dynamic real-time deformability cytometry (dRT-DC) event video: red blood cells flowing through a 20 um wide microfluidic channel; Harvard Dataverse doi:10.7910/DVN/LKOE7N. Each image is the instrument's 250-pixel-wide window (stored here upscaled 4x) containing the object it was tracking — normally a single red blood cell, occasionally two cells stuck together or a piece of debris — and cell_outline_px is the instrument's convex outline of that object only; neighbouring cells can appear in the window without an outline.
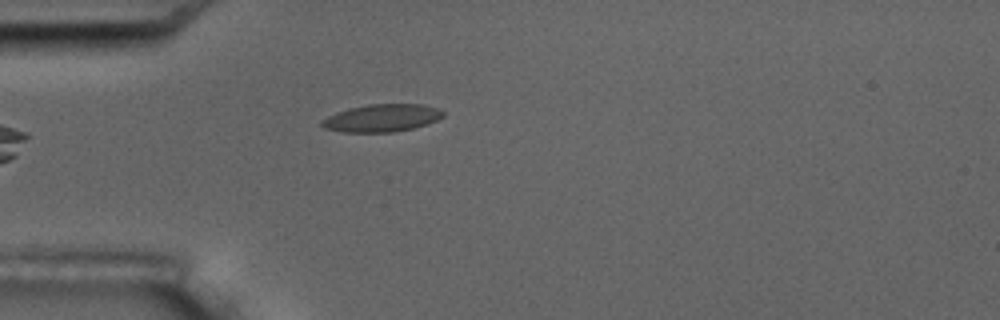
{"species": "common noctule bat (a hibernating species)", "species_latin": "Nyctalus noctula", "temperature_condition": "room temperature", "stored_images_in_passage": 1, "camera_frame_rate_fps": 3000, "um_per_image_px": 0.085, "animal": {"sex": "male", "body_mass_g": 17.5, "forearm_length_mm": 52.3}, "frame": {"image": 1, "passage_image": 1, "time_ms": 0.0, "image_size_px": [1000, 320], "cell_outline_px": [[444, 116], [428, 124], [412, 128], [392, 132], [340, 132], [324, 128], [320, 124], [320, 120], [336, 112], [348, 108], [368, 104], [424, 104], [436, 108], [444, 112]], "centroid_in_image_um": [32.42, 10.03], "position_along_channel_um": 52.6, "area_um2": 19.59}}